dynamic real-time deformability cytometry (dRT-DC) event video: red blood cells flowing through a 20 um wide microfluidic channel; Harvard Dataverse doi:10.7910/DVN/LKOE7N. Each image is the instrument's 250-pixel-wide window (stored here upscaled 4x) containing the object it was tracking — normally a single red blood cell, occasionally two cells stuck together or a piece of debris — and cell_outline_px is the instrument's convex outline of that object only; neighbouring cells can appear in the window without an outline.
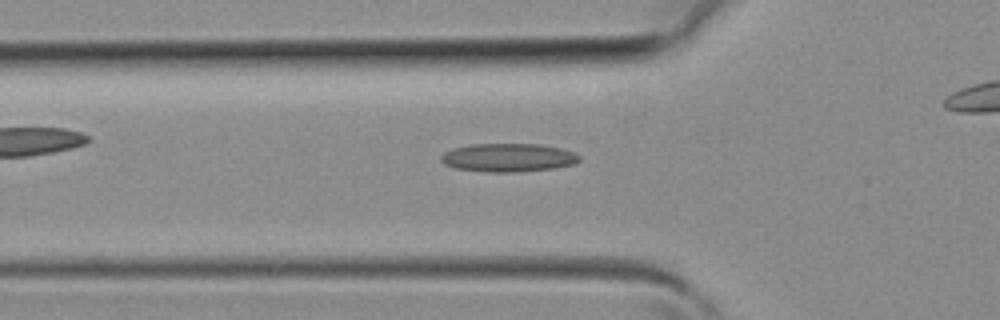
{"species": "common noctule bat (a hibernating species)", "species_latin": "Nyctalus noctula", "temperature_condition": "room temperature", "stored_images_in_passage": 28, "camera_frame_rate_fps": 3000, "um_per_image_px": 0.085, "animal": {"sex": "female", "body_mass_g": 19.3, "forearm_length_mm": 54.1}, "frame": {"image": 1, "passage_image": 9, "time_ms": 2.667, "image_size_px": [1000, 320], "cell_outline_px": [[580, 160], [576, 164], [556, 168], [516, 172], [484, 172], [452, 168], [444, 164], [440, 160], [440, 156], [444, 152], [452, 148], [472, 144], [540, 144], [560, 148], [572, 152], [580, 156]], "centroid_in_image_um": [43.17, 13.4], "position_along_channel_um": 82.6, "area_um2": 23.18}}
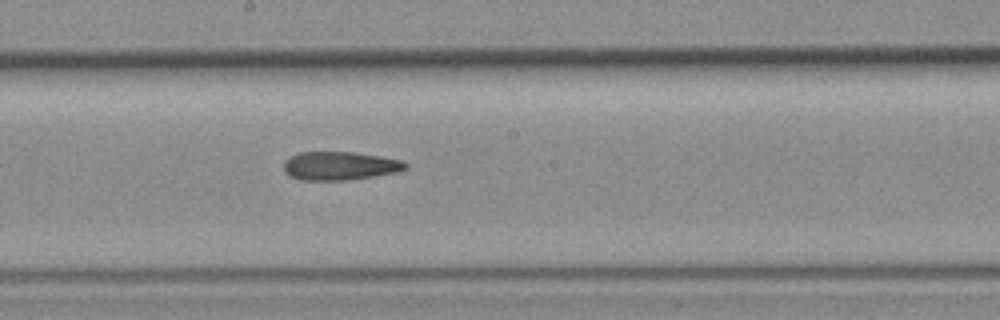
{"frame": {"image": 2, "passage_image": 17, "time_ms": 5.333, "image_size_px": [1000, 320], "cell_outline_px": [[408, 168], [400, 172], [344, 180], [300, 180], [284, 172], [284, 160], [288, 156], [300, 152], [352, 152], [380, 156], [404, 160], [408, 164]], "centroid_in_image_um": [28.9, 14.09], "position_along_channel_um": 219.3, "area_um2": 20.35}}
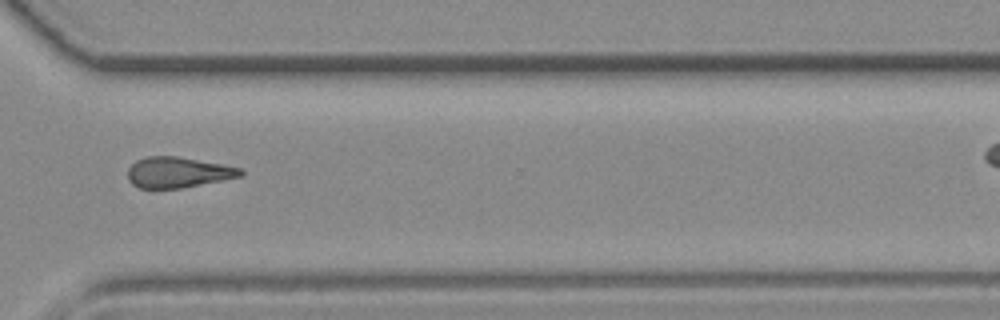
{"frame": {"image": 3, "passage_image": 25, "time_ms": 8.0, "image_size_px": [1000, 320], "cell_outline_px": [[244, 176], [180, 188], [140, 188], [132, 184], [128, 180], [128, 168], [136, 160], [144, 156], [176, 156], [224, 164], [240, 168], [244, 172]], "centroid_in_image_um": [15.13, 14.64], "position_along_channel_um": 355.5, "area_um2": 20.23}}